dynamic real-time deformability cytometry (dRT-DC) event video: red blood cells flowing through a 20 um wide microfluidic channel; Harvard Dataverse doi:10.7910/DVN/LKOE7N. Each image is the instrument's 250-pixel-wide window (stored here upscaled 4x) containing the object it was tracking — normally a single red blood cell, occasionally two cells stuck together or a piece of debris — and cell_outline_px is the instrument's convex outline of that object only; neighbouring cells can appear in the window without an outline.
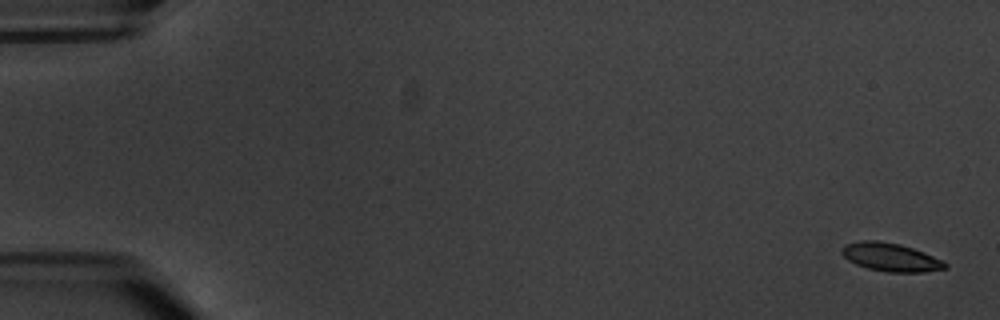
{"species": "common noctule bat (a hibernating species)", "species_latin": "Nyctalus noctula", "temperature_condition": "warm", "stored_images_in_passage": 7, "camera_frame_rate_fps": 3000, "um_per_image_px": 0.085, "animal": {"sex": "male", "body_mass_g": 20.1, "forearm_length_mm": 53.5}, "frame": {"image": 1, "passage_image": 1, "time_ms": 0.0, "image_size_px": [1000, 320], "cell_outline_px": [[948, 268], [924, 272], [888, 272], [868, 268], [856, 264], [848, 260], [840, 252], [840, 248], [844, 244], [860, 240], [876, 240], [900, 244], [924, 252], [948, 264]], "centroid_in_image_um": [75.66, 21.85], "position_along_channel_um": 9.3, "area_um2": 17.05}}
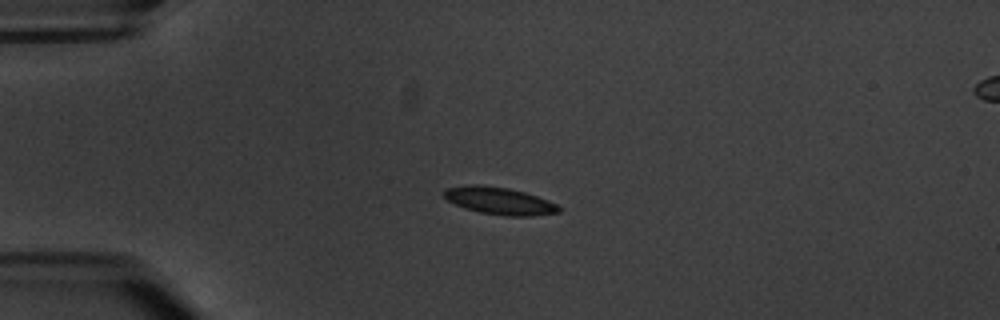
{"frame": {"image": 2, "passage_image": 5, "time_ms": 4.667, "image_size_px": [1000, 320], "cell_outline_px": [[560, 212], [532, 216], [508, 216], [480, 212], [464, 208], [448, 200], [440, 192], [448, 188], [468, 184], [476, 184], [508, 188], [524, 192], [548, 200], [556, 204], [560, 208]], "centroid_in_image_um": [42.43, 17.07], "position_along_channel_um": 42.6, "area_um2": 18.15}}